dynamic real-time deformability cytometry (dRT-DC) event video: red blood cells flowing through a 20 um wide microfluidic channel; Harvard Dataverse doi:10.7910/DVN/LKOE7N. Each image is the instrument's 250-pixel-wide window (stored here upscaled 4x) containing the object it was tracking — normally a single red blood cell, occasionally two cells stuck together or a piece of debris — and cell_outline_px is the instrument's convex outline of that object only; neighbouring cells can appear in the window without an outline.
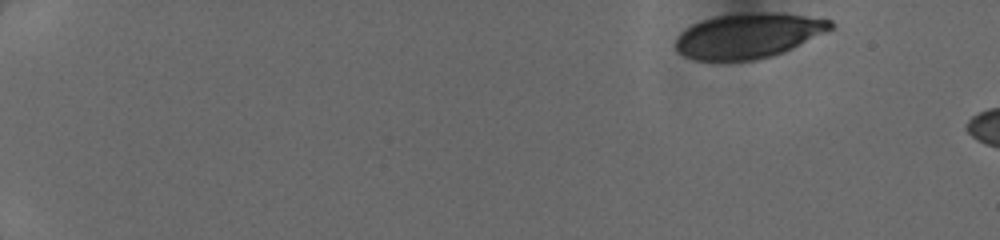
{"species": "human", "species_latin": "Homo sapiens", "temperature_condition": "cold", "stored_images_in_passage": 45, "camera_frame_rate_fps": 3000, "um_per_image_px": 0.085, "donor": {"sex": "female"}, "frame": {"image": 1, "passage_image": 1, "time_ms": 0.0, "image_size_px": [1000, 240], "cell_outline_px": [[832, 28], [784, 52], [772, 56], [756, 60], [696, 60], [684, 56], [676, 52], [676, 36], [680, 32], [692, 24], [716, 16], [764, 12], [780, 12], [832, 20]], "centroid_in_image_um": [63.57, 3.04], "position_along_channel_um": 21.4, "area_um2": 40.29}}
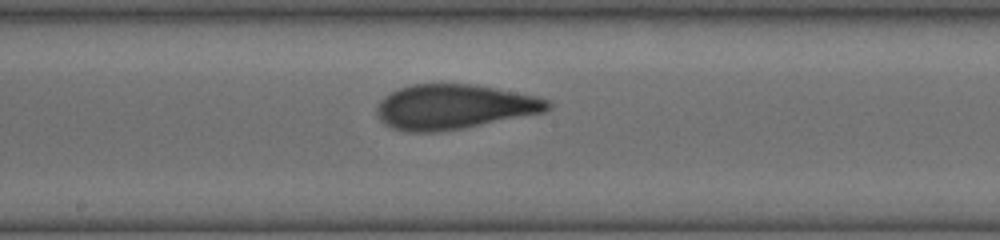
{"frame": {"image": 2, "passage_image": 25, "time_ms": 8.0, "image_size_px": [1000, 240], "cell_outline_px": [[552, 108], [544, 112], [464, 128], [436, 132], [408, 132], [392, 128], [384, 124], [376, 116], [376, 104], [384, 96], [396, 88], [412, 84], [476, 84], [536, 96], [548, 100], [552, 104]], "centroid_in_image_um": [38.55, 9.08], "position_along_channel_um": 209.7, "area_um2": 44.97}}
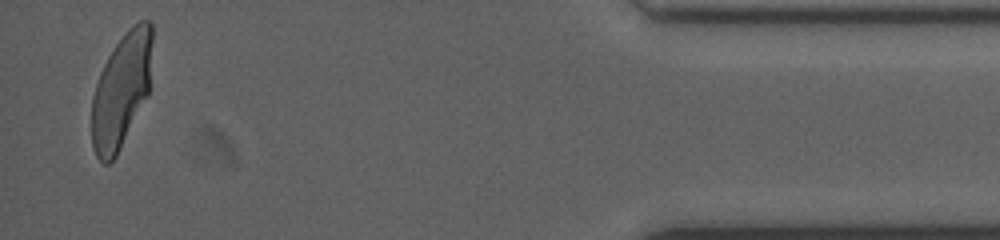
{"frame": {"image": 3, "passage_image": 44, "time_ms": 14.333, "image_size_px": [1000, 240], "cell_outline_px": [[152, 40], [148, 96], [116, 156], [108, 164], [104, 164], [96, 156], [92, 148], [92, 96], [100, 72], [108, 56], [116, 44], [128, 28], [132, 24], [140, 20], [148, 20], [152, 24]], "centroid_in_image_um": [10.31, 7.68], "position_along_channel_um": 424.9, "area_um2": 40.34}}